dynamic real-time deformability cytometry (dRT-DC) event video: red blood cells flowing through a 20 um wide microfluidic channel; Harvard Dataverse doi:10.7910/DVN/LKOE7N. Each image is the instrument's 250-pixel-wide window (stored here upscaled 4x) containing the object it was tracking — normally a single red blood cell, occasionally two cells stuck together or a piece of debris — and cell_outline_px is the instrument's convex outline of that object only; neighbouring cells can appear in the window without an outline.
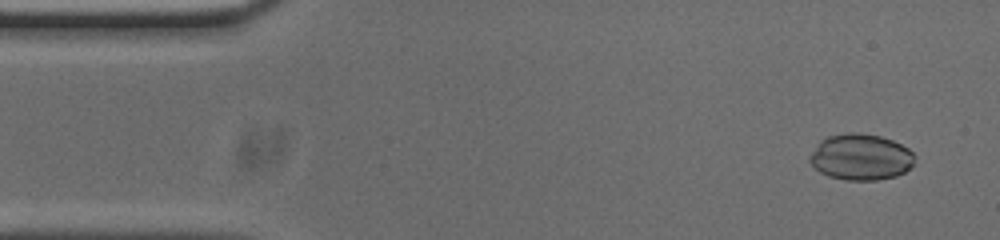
{"species": "common noctule bat (a hibernating species)", "species_latin": "Nyctalus noctula", "temperature_condition": "cold", "stored_images_in_passage": 30, "camera_frame_rate_fps": 3000, "um_per_image_px": 0.085, "animal": {"sex": "male", "body_mass_g": 20.0, "forearm_length_mm": 53.3}, "frame": {"image": 1, "passage_image": 3, "time_ms": 0.667, "image_size_px": [1000, 240], "cell_outline_px": [[916, 156], [912, 164], [904, 172], [896, 176], [876, 180], [844, 180], [828, 176], [820, 172], [808, 160], [808, 156], [820, 140], [828, 136], [848, 132], [860, 132], [880, 136], [892, 140], [908, 148]], "centroid_in_image_um": [73.14, 13.34], "position_along_channel_um": 11.9, "area_um2": 28.38}}
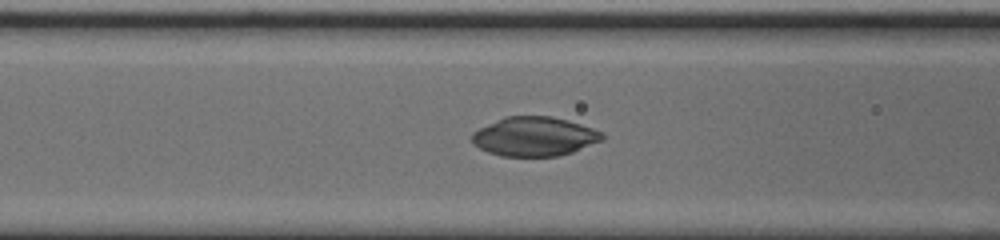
{"frame": {"image": 2, "passage_image": 19, "time_ms": 6.0, "image_size_px": [1000, 240], "cell_outline_px": [[604, 140], [572, 152], [556, 156], [500, 156], [488, 152], [480, 148], [472, 140], [472, 132], [504, 116], [552, 116], [568, 120], [604, 132]], "centroid_in_image_um": [45.45, 11.6], "position_along_channel_um": 121.1, "area_um2": 29.71}}
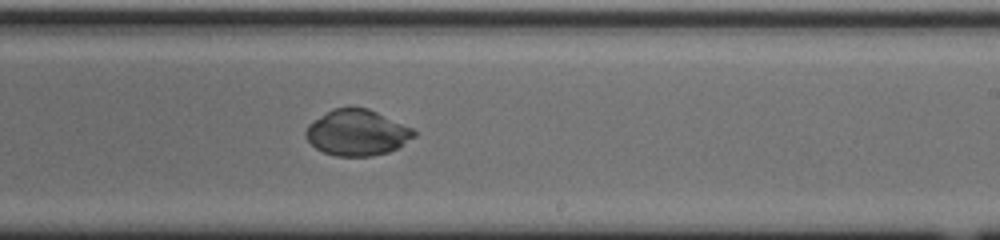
{"frame": {"image": 3, "passage_image": 30, "time_ms": 9.667, "image_size_px": [1000, 240], "cell_outline_px": [[416, 136], [396, 148], [388, 152], [372, 156], [336, 156], [324, 152], [316, 148], [304, 136], [304, 132], [308, 124], [332, 108], [368, 108], [412, 128], [416, 132]], "centroid_in_image_um": [30.33, 11.28], "position_along_channel_um": 258.7, "area_um2": 28.73}}